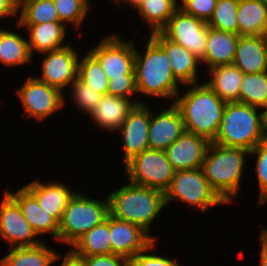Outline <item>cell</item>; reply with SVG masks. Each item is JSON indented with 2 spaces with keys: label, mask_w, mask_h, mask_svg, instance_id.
Returning a JSON list of instances; mask_svg holds the SVG:
<instances>
[{
  "label": "cell",
  "mask_w": 267,
  "mask_h": 266,
  "mask_svg": "<svg viewBox=\"0 0 267 266\" xmlns=\"http://www.w3.org/2000/svg\"><path fill=\"white\" fill-rule=\"evenodd\" d=\"M17 95L22 102L27 117L44 120L64 105L63 93L52 86L30 76L24 85L17 90Z\"/></svg>",
  "instance_id": "cell-11"
},
{
  "label": "cell",
  "mask_w": 267,
  "mask_h": 266,
  "mask_svg": "<svg viewBox=\"0 0 267 266\" xmlns=\"http://www.w3.org/2000/svg\"><path fill=\"white\" fill-rule=\"evenodd\" d=\"M59 257V254L41 242L35 246L13 247L0 261L1 266H51Z\"/></svg>",
  "instance_id": "cell-27"
},
{
  "label": "cell",
  "mask_w": 267,
  "mask_h": 266,
  "mask_svg": "<svg viewBox=\"0 0 267 266\" xmlns=\"http://www.w3.org/2000/svg\"><path fill=\"white\" fill-rule=\"evenodd\" d=\"M63 257L61 266H86L84 260L74 255L71 251Z\"/></svg>",
  "instance_id": "cell-43"
},
{
  "label": "cell",
  "mask_w": 267,
  "mask_h": 266,
  "mask_svg": "<svg viewBox=\"0 0 267 266\" xmlns=\"http://www.w3.org/2000/svg\"><path fill=\"white\" fill-rule=\"evenodd\" d=\"M0 237L9 243L11 248L41 243L17 203L6 192L0 204Z\"/></svg>",
  "instance_id": "cell-12"
},
{
  "label": "cell",
  "mask_w": 267,
  "mask_h": 266,
  "mask_svg": "<svg viewBox=\"0 0 267 266\" xmlns=\"http://www.w3.org/2000/svg\"><path fill=\"white\" fill-rule=\"evenodd\" d=\"M260 239L262 245V250L260 251V266H267V229L263 230Z\"/></svg>",
  "instance_id": "cell-44"
},
{
  "label": "cell",
  "mask_w": 267,
  "mask_h": 266,
  "mask_svg": "<svg viewBox=\"0 0 267 266\" xmlns=\"http://www.w3.org/2000/svg\"><path fill=\"white\" fill-rule=\"evenodd\" d=\"M109 234L111 254L127 260L146 249L155 239L139 225L122 221L109 214Z\"/></svg>",
  "instance_id": "cell-14"
},
{
  "label": "cell",
  "mask_w": 267,
  "mask_h": 266,
  "mask_svg": "<svg viewBox=\"0 0 267 266\" xmlns=\"http://www.w3.org/2000/svg\"><path fill=\"white\" fill-rule=\"evenodd\" d=\"M165 204L179 200L205 212L209 207L226 204L211 188L202 168L176 171L169 188L164 192Z\"/></svg>",
  "instance_id": "cell-7"
},
{
  "label": "cell",
  "mask_w": 267,
  "mask_h": 266,
  "mask_svg": "<svg viewBox=\"0 0 267 266\" xmlns=\"http://www.w3.org/2000/svg\"><path fill=\"white\" fill-rule=\"evenodd\" d=\"M19 4L15 0H0V18L17 17Z\"/></svg>",
  "instance_id": "cell-42"
},
{
  "label": "cell",
  "mask_w": 267,
  "mask_h": 266,
  "mask_svg": "<svg viewBox=\"0 0 267 266\" xmlns=\"http://www.w3.org/2000/svg\"><path fill=\"white\" fill-rule=\"evenodd\" d=\"M23 187L37 200L42 209L58 222L61 221L63 210L69 199L75 193L63 183L44 184L39 179L33 180Z\"/></svg>",
  "instance_id": "cell-21"
},
{
  "label": "cell",
  "mask_w": 267,
  "mask_h": 266,
  "mask_svg": "<svg viewBox=\"0 0 267 266\" xmlns=\"http://www.w3.org/2000/svg\"><path fill=\"white\" fill-rule=\"evenodd\" d=\"M155 245V240L143 251L128 260V266H180L176 261L159 255L148 254ZM148 252V253H145Z\"/></svg>",
  "instance_id": "cell-38"
},
{
  "label": "cell",
  "mask_w": 267,
  "mask_h": 266,
  "mask_svg": "<svg viewBox=\"0 0 267 266\" xmlns=\"http://www.w3.org/2000/svg\"><path fill=\"white\" fill-rule=\"evenodd\" d=\"M18 4H20L24 0H15Z\"/></svg>",
  "instance_id": "cell-48"
},
{
  "label": "cell",
  "mask_w": 267,
  "mask_h": 266,
  "mask_svg": "<svg viewBox=\"0 0 267 266\" xmlns=\"http://www.w3.org/2000/svg\"><path fill=\"white\" fill-rule=\"evenodd\" d=\"M188 1L190 0H181L182 3L180 5H177V8L181 9Z\"/></svg>",
  "instance_id": "cell-47"
},
{
  "label": "cell",
  "mask_w": 267,
  "mask_h": 266,
  "mask_svg": "<svg viewBox=\"0 0 267 266\" xmlns=\"http://www.w3.org/2000/svg\"><path fill=\"white\" fill-rule=\"evenodd\" d=\"M262 109H263V112H262V129H263L264 136L267 139V105L264 106Z\"/></svg>",
  "instance_id": "cell-45"
},
{
  "label": "cell",
  "mask_w": 267,
  "mask_h": 266,
  "mask_svg": "<svg viewBox=\"0 0 267 266\" xmlns=\"http://www.w3.org/2000/svg\"><path fill=\"white\" fill-rule=\"evenodd\" d=\"M134 41L126 42L116 34L102 38L101 42L88 50L100 63L108 80L136 79Z\"/></svg>",
  "instance_id": "cell-9"
},
{
  "label": "cell",
  "mask_w": 267,
  "mask_h": 266,
  "mask_svg": "<svg viewBox=\"0 0 267 266\" xmlns=\"http://www.w3.org/2000/svg\"><path fill=\"white\" fill-rule=\"evenodd\" d=\"M109 234V215L106 220L84 233L71 246L76 256H94L111 254Z\"/></svg>",
  "instance_id": "cell-28"
},
{
  "label": "cell",
  "mask_w": 267,
  "mask_h": 266,
  "mask_svg": "<svg viewBox=\"0 0 267 266\" xmlns=\"http://www.w3.org/2000/svg\"><path fill=\"white\" fill-rule=\"evenodd\" d=\"M257 154L255 171L258 178L259 187V203L263 204L267 201V139L258 143L249 155Z\"/></svg>",
  "instance_id": "cell-37"
},
{
  "label": "cell",
  "mask_w": 267,
  "mask_h": 266,
  "mask_svg": "<svg viewBox=\"0 0 267 266\" xmlns=\"http://www.w3.org/2000/svg\"><path fill=\"white\" fill-rule=\"evenodd\" d=\"M140 103L143 102L139 100L131 102L130 99L106 94L101 97L100 102L89 115L99 126L114 132L119 130L134 106Z\"/></svg>",
  "instance_id": "cell-22"
},
{
  "label": "cell",
  "mask_w": 267,
  "mask_h": 266,
  "mask_svg": "<svg viewBox=\"0 0 267 266\" xmlns=\"http://www.w3.org/2000/svg\"><path fill=\"white\" fill-rule=\"evenodd\" d=\"M211 80L206 82L209 88L225 102H239L240 85L244 73L234 64L208 69Z\"/></svg>",
  "instance_id": "cell-26"
},
{
  "label": "cell",
  "mask_w": 267,
  "mask_h": 266,
  "mask_svg": "<svg viewBox=\"0 0 267 266\" xmlns=\"http://www.w3.org/2000/svg\"><path fill=\"white\" fill-rule=\"evenodd\" d=\"M28 40L20 34L0 29V62L7 67L31 63Z\"/></svg>",
  "instance_id": "cell-29"
},
{
  "label": "cell",
  "mask_w": 267,
  "mask_h": 266,
  "mask_svg": "<svg viewBox=\"0 0 267 266\" xmlns=\"http://www.w3.org/2000/svg\"><path fill=\"white\" fill-rule=\"evenodd\" d=\"M71 97L73 98V102L85 113H91V111L97 106L100 102L102 94L93 91L91 87H89L86 83L77 78L71 84Z\"/></svg>",
  "instance_id": "cell-36"
},
{
  "label": "cell",
  "mask_w": 267,
  "mask_h": 266,
  "mask_svg": "<svg viewBox=\"0 0 267 266\" xmlns=\"http://www.w3.org/2000/svg\"><path fill=\"white\" fill-rule=\"evenodd\" d=\"M26 27L29 31L28 46L33 55V51L38 53L50 52L67 46L63 45L66 38V27L61 22H45L41 24H18Z\"/></svg>",
  "instance_id": "cell-24"
},
{
  "label": "cell",
  "mask_w": 267,
  "mask_h": 266,
  "mask_svg": "<svg viewBox=\"0 0 267 266\" xmlns=\"http://www.w3.org/2000/svg\"><path fill=\"white\" fill-rule=\"evenodd\" d=\"M150 36L166 51L174 77L185 86L198 83L196 79L197 66L201 64L190 51L182 45L165 38L160 32Z\"/></svg>",
  "instance_id": "cell-18"
},
{
  "label": "cell",
  "mask_w": 267,
  "mask_h": 266,
  "mask_svg": "<svg viewBox=\"0 0 267 266\" xmlns=\"http://www.w3.org/2000/svg\"><path fill=\"white\" fill-rule=\"evenodd\" d=\"M17 24L60 22L53 0H24L19 4Z\"/></svg>",
  "instance_id": "cell-32"
},
{
  "label": "cell",
  "mask_w": 267,
  "mask_h": 266,
  "mask_svg": "<svg viewBox=\"0 0 267 266\" xmlns=\"http://www.w3.org/2000/svg\"><path fill=\"white\" fill-rule=\"evenodd\" d=\"M259 108L239 102H227L220 129L214 143L251 151L266 140L262 129V113Z\"/></svg>",
  "instance_id": "cell-5"
},
{
  "label": "cell",
  "mask_w": 267,
  "mask_h": 266,
  "mask_svg": "<svg viewBox=\"0 0 267 266\" xmlns=\"http://www.w3.org/2000/svg\"><path fill=\"white\" fill-rule=\"evenodd\" d=\"M233 64L244 74L267 71V36H239Z\"/></svg>",
  "instance_id": "cell-20"
},
{
  "label": "cell",
  "mask_w": 267,
  "mask_h": 266,
  "mask_svg": "<svg viewBox=\"0 0 267 266\" xmlns=\"http://www.w3.org/2000/svg\"><path fill=\"white\" fill-rule=\"evenodd\" d=\"M130 183L165 192L175 174L165 151L146 149L125 164Z\"/></svg>",
  "instance_id": "cell-8"
},
{
  "label": "cell",
  "mask_w": 267,
  "mask_h": 266,
  "mask_svg": "<svg viewBox=\"0 0 267 266\" xmlns=\"http://www.w3.org/2000/svg\"><path fill=\"white\" fill-rule=\"evenodd\" d=\"M89 0H53L61 23L73 24L74 28L80 27L90 5Z\"/></svg>",
  "instance_id": "cell-35"
},
{
  "label": "cell",
  "mask_w": 267,
  "mask_h": 266,
  "mask_svg": "<svg viewBox=\"0 0 267 266\" xmlns=\"http://www.w3.org/2000/svg\"><path fill=\"white\" fill-rule=\"evenodd\" d=\"M217 0H190L181 9L206 23L211 19Z\"/></svg>",
  "instance_id": "cell-39"
},
{
  "label": "cell",
  "mask_w": 267,
  "mask_h": 266,
  "mask_svg": "<svg viewBox=\"0 0 267 266\" xmlns=\"http://www.w3.org/2000/svg\"><path fill=\"white\" fill-rule=\"evenodd\" d=\"M238 39V34L208 27L206 53L201 63H206L209 69L233 64Z\"/></svg>",
  "instance_id": "cell-23"
},
{
  "label": "cell",
  "mask_w": 267,
  "mask_h": 266,
  "mask_svg": "<svg viewBox=\"0 0 267 266\" xmlns=\"http://www.w3.org/2000/svg\"><path fill=\"white\" fill-rule=\"evenodd\" d=\"M19 206L23 217L31 225L36 235L51 234L58 241L59 222L37 203V200L24 188L16 193L5 191Z\"/></svg>",
  "instance_id": "cell-19"
},
{
  "label": "cell",
  "mask_w": 267,
  "mask_h": 266,
  "mask_svg": "<svg viewBox=\"0 0 267 266\" xmlns=\"http://www.w3.org/2000/svg\"><path fill=\"white\" fill-rule=\"evenodd\" d=\"M239 36H267V4L263 0H239Z\"/></svg>",
  "instance_id": "cell-25"
},
{
  "label": "cell",
  "mask_w": 267,
  "mask_h": 266,
  "mask_svg": "<svg viewBox=\"0 0 267 266\" xmlns=\"http://www.w3.org/2000/svg\"><path fill=\"white\" fill-rule=\"evenodd\" d=\"M246 154L249 155V151L243 148L209 144L202 170L211 188L226 204L239 192Z\"/></svg>",
  "instance_id": "cell-4"
},
{
  "label": "cell",
  "mask_w": 267,
  "mask_h": 266,
  "mask_svg": "<svg viewBox=\"0 0 267 266\" xmlns=\"http://www.w3.org/2000/svg\"><path fill=\"white\" fill-rule=\"evenodd\" d=\"M134 93H138L136 79H111L108 82V95L130 99Z\"/></svg>",
  "instance_id": "cell-40"
},
{
  "label": "cell",
  "mask_w": 267,
  "mask_h": 266,
  "mask_svg": "<svg viewBox=\"0 0 267 266\" xmlns=\"http://www.w3.org/2000/svg\"><path fill=\"white\" fill-rule=\"evenodd\" d=\"M239 103L260 109L267 105V71L244 74L240 85Z\"/></svg>",
  "instance_id": "cell-31"
},
{
  "label": "cell",
  "mask_w": 267,
  "mask_h": 266,
  "mask_svg": "<svg viewBox=\"0 0 267 266\" xmlns=\"http://www.w3.org/2000/svg\"><path fill=\"white\" fill-rule=\"evenodd\" d=\"M210 143L201 135L184 131L165 153L175 171L202 168Z\"/></svg>",
  "instance_id": "cell-16"
},
{
  "label": "cell",
  "mask_w": 267,
  "mask_h": 266,
  "mask_svg": "<svg viewBox=\"0 0 267 266\" xmlns=\"http://www.w3.org/2000/svg\"><path fill=\"white\" fill-rule=\"evenodd\" d=\"M117 5H120L119 3H129L132 7H137L139 3H141L143 0H113Z\"/></svg>",
  "instance_id": "cell-46"
},
{
  "label": "cell",
  "mask_w": 267,
  "mask_h": 266,
  "mask_svg": "<svg viewBox=\"0 0 267 266\" xmlns=\"http://www.w3.org/2000/svg\"><path fill=\"white\" fill-rule=\"evenodd\" d=\"M136 8L151 27L150 34L159 32L178 9L176 0H143Z\"/></svg>",
  "instance_id": "cell-30"
},
{
  "label": "cell",
  "mask_w": 267,
  "mask_h": 266,
  "mask_svg": "<svg viewBox=\"0 0 267 266\" xmlns=\"http://www.w3.org/2000/svg\"><path fill=\"white\" fill-rule=\"evenodd\" d=\"M144 55L135 48L137 92L149 97L172 98L179 93L166 51L150 36Z\"/></svg>",
  "instance_id": "cell-3"
},
{
  "label": "cell",
  "mask_w": 267,
  "mask_h": 266,
  "mask_svg": "<svg viewBox=\"0 0 267 266\" xmlns=\"http://www.w3.org/2000/svg\"><path fill=\"white\" fill-rule=\"evenodd\" d=\"M239 0H217L213 15L208 21V27L225 32L238 34Z\"/></svg>",
  "instance_id": "cell-34"
},
{
  "label": "cell",
  "mask_w": 267,
  "mask_h": 266,
  "mask_svg": "<svg viewBox=\"0 0 267 266\" xmlns=\"http://www.w3.org/2000/svg\"><path fill=\"white\" fill-rule=\"evenodd\" d=\"M108 215V199L95 200L75 191L63 210L58 241L72 245L84 233L105 221Z\"/></svg>",
  "instance_id": "cell-6"
},
{
  "label": "cell",
  "mask_w": 267,
  "mask_h": 266,
  "mask_svg": "<svg viewBox=\"0 0 267 266\" xmlns=\"http://www.w3.org/2000/svg\"><path fill=\"white\" fill-rule=\"evenodd\" d=\"M184 131L181 113L173 103L157 115L151 111L148 130L149 149L165 151Z\"/></svg>",
  "instance_id": "cell-17"
},
{
  "label": "cell",
  "mask_w": 267,
  "mask_h": 266,
  "mask_svg": "<svg viewBox=\"0 0 267 266\" xmlns=\"http://www.w3.org/2000/svg\"><path fill=\"white\" fill-rule=\"evenodd\" d=\"M71 46L69 44L60 49L45 52L42 76L36 78L61 92L64 87L74 82L78 78L79 58L78 52Z\"/></svg>",
  "instance_id": "cell-13"
},
{
  "label": "cell",
  "mask_w": 267,
  "mask_h": 266,
  "mask_svg": "<svg viewBox=\"0 0 267 266\" xmlns=\"http://www.w3.org/2000/svg\"><path fill=\"white\" fill-rule=\"evenodd\" d=\"M192 86L185 94H178L173 104L181 113L185 131L213 142L218 135L227 102L220 99L206 83Z\"/></svg>",
  "instance_id": "cell-1"
},
{
  "label": "cell",
  "mask_w": 267,
  "mask_h": 266,
  "mask_svg": "<svg viewBox=\"0 0 267 266\" xmlns=\"http://www.w3.org/2000/svg\"><path fill=\"white\" fill-rule=\"evenodd\" d=\"M109 214L139 225L149 235L150 224L166 206L164 192L128 183L107 196Z\"/></svg>",
  "instance_id": "cell-2"
},
{
  "label": "cell",
  "mask_w": 267,
  "mask_h": 266,
  "mask_svg": "<svg viewBox=\"0 0 267 266\" xmlns=\"http://www.w3.org/2000/svg\"><path fill=\"white\" fill-rule=\"evenodd\" d=\"M151 110L145 103L136 104L129 112L127 119L119 127L124 141L125 164L142 151L149 149L148 130Z\"/></svg>",
  "instance_id": "cell-15"
},
{
  "label": "cell",
  "mask_w": 267,
  "mask_h": 266,
  "mask_svg": "<svg viewBox=\"0 0 267 266\" xmlns=\"http://www.w3.org/2000/svg\"><path fill=\"white\" fill-rule=\"evenodd\" d=\"M165 38L182 45L200 61L206 53L208 24L177 9L159 31Z\"/></svg>",
  "instance_id": "cell-10"
},
{
  "label": "cell",
  "mask_w": 267,
  "mask_h": 266,
  "mask_svg": "<svg viewBox=\"0 0 267 266\" xmlns=\"http://www.w3.org/2000/svg\"><path fill=\"white\" fill-rule=\"evenodd\" d=\"M84 260L86 266H128V260L115 254L77 256Z\"/></svg>",
  "instance_id": "cell-41"
},
{
  "label": "cell",
  "mask_w": 267,
  "mask_h": 266,
  "mask_svg": "<svg viewBox=\"0 0 267 266\" xmlns=\"http://www.w3.org/2000/svg\"><path fill=\"white\" fill-rule=\"evenodd\" d=\"M78 78L102 95L107 94L108 77L101 68L99 61L89 52L79 59Z\"/></svg>",
  "instance_id": "cell-33"
}]
</instances>
